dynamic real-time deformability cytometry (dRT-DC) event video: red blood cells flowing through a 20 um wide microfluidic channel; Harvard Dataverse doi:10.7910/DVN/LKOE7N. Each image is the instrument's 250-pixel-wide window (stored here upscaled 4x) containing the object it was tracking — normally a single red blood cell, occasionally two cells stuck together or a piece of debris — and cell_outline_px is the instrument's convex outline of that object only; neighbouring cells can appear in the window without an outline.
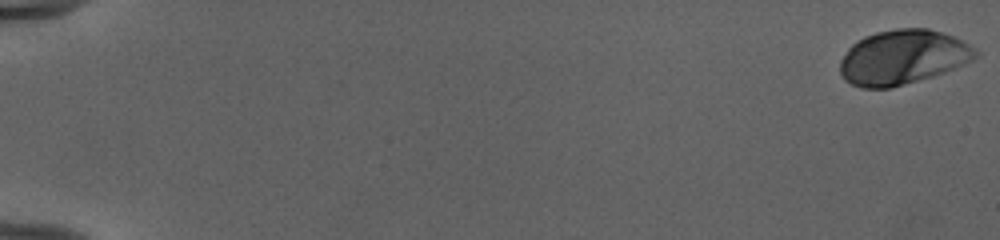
{"species": "human", "species_latin": "Homo sapiens", "temperature_condition": "cold", "stored_images_in_passage": 53, "camera_frame_rate_fps": 3000, "um_per_image_px": 0.085, "donor": {"sex": "female"}, "frame": {"image": 1, "passage_image": 1, "time_ms": 0.0, "image_size_px": [1000, 240], "cell_outline_px": [[980, 52], [972, 60], [964, 64], [944, 72], [932, 76], [892, 88], [860, 88], [844, 80], [840, 72], [840, 60], [848, 48], [856, 40], [864, 36], [876, 32], [896, 28], [928, 28], [952, 36], [976, 48]], "centroid_in_image_um": [76.71, 4.86], "position_along_channel_um": 8.3, "area_um2": 43.12}}
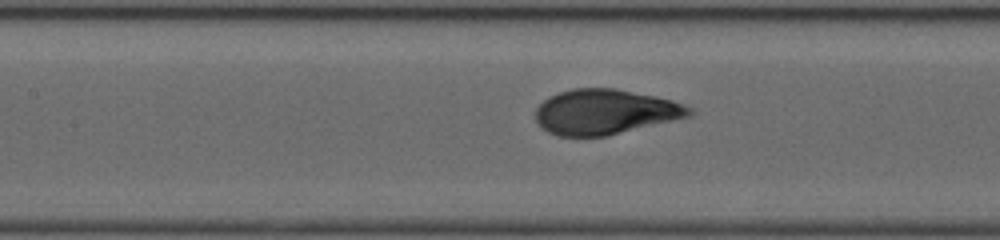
{"frame": {"image": 2, "passage_image": 27, "time_ms": 8.667, "image_size_px": [1000, 240], "cell_outline_px": [[692, 116], [608, 136], [556, 136], [548, 132], [536, 120], [536, 108], [548, 96], [572, 88], [616, 88], [656, 96], [672, 100], [684, 104], [692, 108]], "centroid_in_image_um": [51.46, 9.51], "position_along_channel_um": 155.9, "area_um2": 40.58}}
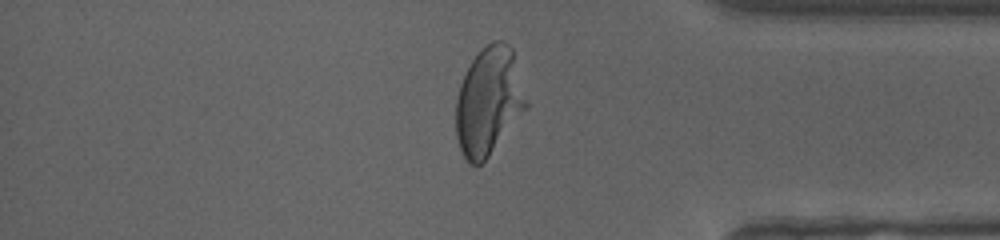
{"frame": {"image": 3, "passage_image": 46, "time_ms": 15.0, "image_size_px": [1000, 240], "cell_outline_px": [[528, 108], [488, 156], [480, 164], [468, 164], [460, 148], [456, 136], [456, 100], [460, 84], [472, 60], [492, 40], [504, 40], [512, 48], [528, 104]], "centroid_in_image_um": [41.54, 8.61], "position_along_channel_um": 393.7, "area_um2": 43.81}, "authors_computed_cell_mechanics": {"area_um2": 41.327, "velocity_mm_per_s": 3.9697, "shape_relaxation_time_tau1_ms": 3.2296, "shape_relaxation_time_tau2_ms": null, "deformation_change_tau1": 0.1733, "deformation_change_tau2": null}}